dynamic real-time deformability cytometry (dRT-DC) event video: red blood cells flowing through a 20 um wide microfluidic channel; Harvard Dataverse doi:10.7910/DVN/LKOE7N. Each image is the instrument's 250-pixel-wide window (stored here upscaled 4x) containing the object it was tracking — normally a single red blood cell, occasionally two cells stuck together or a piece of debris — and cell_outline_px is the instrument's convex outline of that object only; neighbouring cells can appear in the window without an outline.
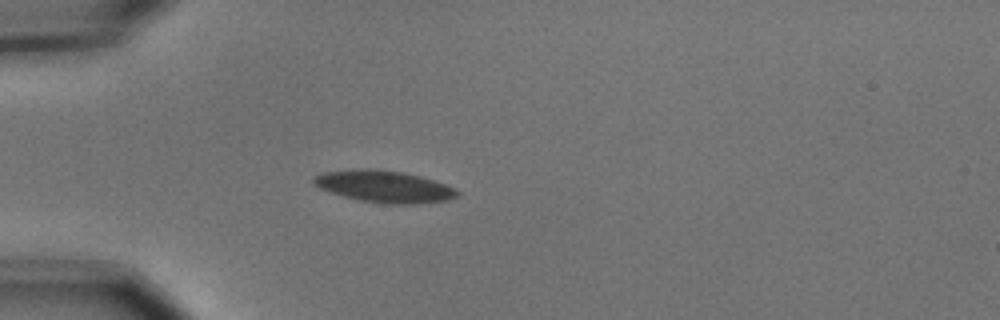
{"species": "common noctule bat (a hibernating species)", "species_latin": "Nyctalus noctula", "temperature_condition": "cold", "stored_images_in_passage": 5, "camera_frame_rate_fps": 3000, "um_per_image_px": 0.085, "animal": {"sex": "male", "body_mass_g": 15.6}, "frame": {"image": 1, "passage_image": 5, "time_ms": 1.333, "image_size_px": [1000, 320], "cell_outline_px": [[460, 196], [448, 200], [416, 204], [388, 204], [360, 200], [344, 196], [320, 188], [312, 184], [312, 176], [324, 172], [352, 168], [372, 168], [400, 172], [420, 176], [456, 188], [460, 192]], "centroid_in_image_um": [32.65, 15.84], "position_along_channel_um": 52.4, "area_um2": 26.82}}